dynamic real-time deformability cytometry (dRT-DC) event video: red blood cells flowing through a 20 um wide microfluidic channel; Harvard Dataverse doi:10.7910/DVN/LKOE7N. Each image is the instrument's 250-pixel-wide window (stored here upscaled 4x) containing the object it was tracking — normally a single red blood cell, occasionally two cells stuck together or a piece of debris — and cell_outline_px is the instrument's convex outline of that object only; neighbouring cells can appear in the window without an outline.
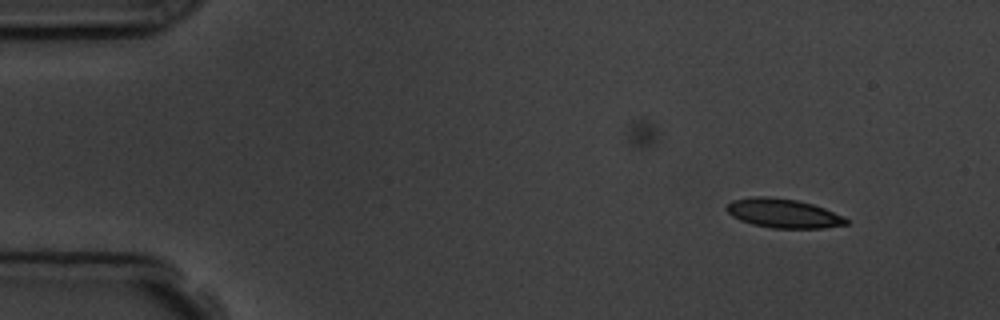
{"species": "common noctule bat (a hibernating species)", "species_latin": "Nyctalus noctula", "temperature_condition": "room temperature", "stored_images_in_passage": 5, "camera_frame_rate_fps": 3000, "um_per_image_px": 0.085, "animal": {"sex": "male", "body_mass_g": 19.5, "forearm_length_mm": 54.6}, "frame": {"image": 1, "passage_image": 1, "time_ms": 0.0, "image_size_px": [1000, 320], "cell_outline_px": [[848, 224], [824, 228], [772, 228], [752, 224], [740, 220], [732, 216], [724, 208], [732, 200], [756, 196], [764, 196], [796, 200], [812, 204], [824, 208], [844, 216], [848, 220]], "centroid_in_image_um": [66.58, 18.13], "position_along_channel_um": 18.4, "area_um2": 20.23}}
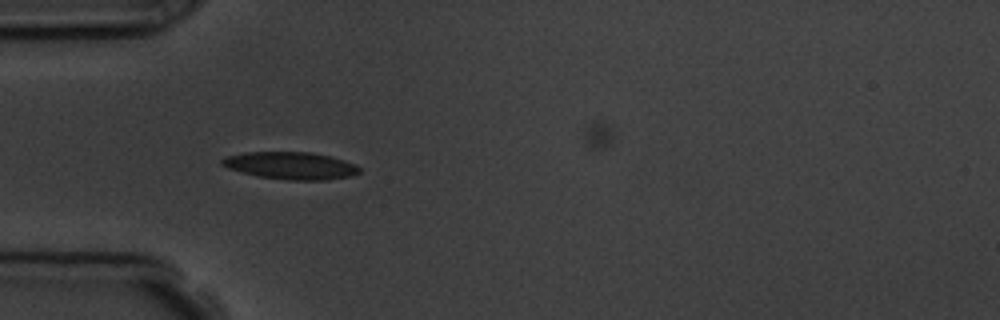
{"frame": {"image": 2, "passage_image": 4, "time_ms": 3.667, "image_size_px": [1000, 320], "cell_outline_px": [[360, 172], [352, 176], [328, 180], [284, 180], [256, 176], [228, 168], [220, 164], [220, 160], [224, 156], [244, 152], [312, 152], [332, 156], [356, 164], [360, 168]], "centroid_in_image_um": [24.71, 14.08], "position_along_channel_um": 60.3, "area_um2": 22.25}}